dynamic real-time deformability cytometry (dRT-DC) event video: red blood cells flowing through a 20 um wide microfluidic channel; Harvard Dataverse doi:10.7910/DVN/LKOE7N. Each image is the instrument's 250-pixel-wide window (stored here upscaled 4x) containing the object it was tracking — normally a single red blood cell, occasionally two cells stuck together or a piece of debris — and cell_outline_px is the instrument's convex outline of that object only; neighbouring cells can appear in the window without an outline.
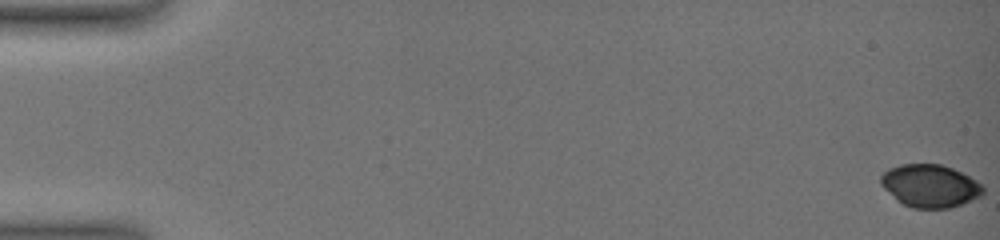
{"species": "common noctule bat (a hibernating species)", "species_latin": "Nyctalus noctula", "temperature_condition": "warm", "stored_images_in_passage": 31, "camera_frame_rate_fps": 3000, "um_per_image_px": 0.085, "animal": {"sex": "female", "body_mass_g": 19.0, "forearm_length_mm": 51.5}, "frame": {"image": 1, "passage_image": 1, "time_ms": 0.0, "image_size_px": [1000, 240], "cell_outline_px": [[984, 192], [980, 196], [960, 204], [948, 208], [912, 208], [896, 200], [880, 184], [880, 176], [888, 168], [900, 164], [940, 164], [952, 168], [984, 184]], "centroid_in_image_um": [79.04, 15.79], "position_along_channel_um": 6.0, "area_um2": 25.43}}
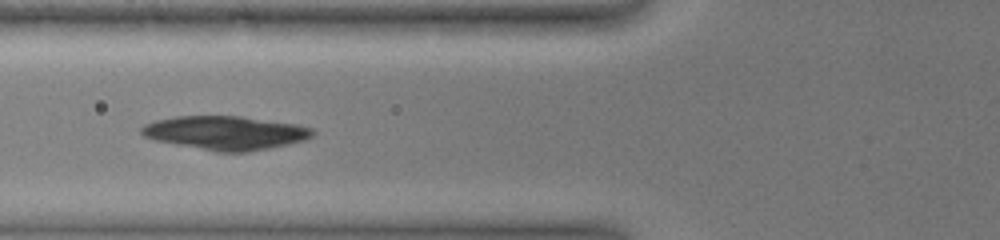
{"frame": {"image": 2, "passage_image": 24, "time_ms": 7.333, "image_size_px": [1000, 240], "cell_outline_px": [[316, 132], [312, 136], [304, 140], [288, 144], [248, 152], [216, 152], [152, 140], [144, 136], [140, 132], [140, 128], [144, 124], [156, 120], [176, 116], [240, 116], [296, 124], [312, 128]], "centroid_in_image_um": [19.13, 11.29], "position_along_channel_um": 106.7, "area_um2": 33.76}}
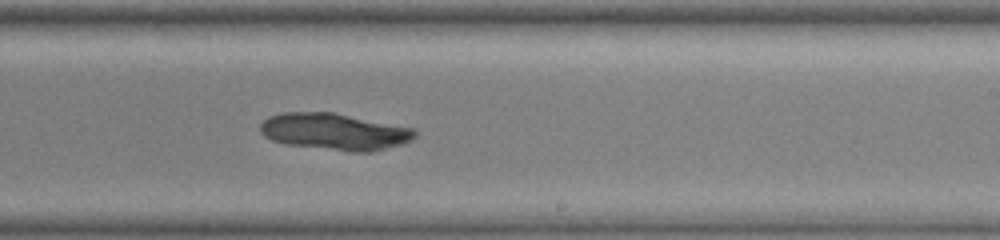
{"frame": {"image": 3, "passage_image": 31, "time_ms": 11.333, "image_size_px": [1000, 240], "cell_outline_px": [[416, 136], [412, 140], [400, 144], [372, 152], [352, 152], [284, 144], [272, 140], [264, 136], [260, 132], [260, 124], [268, 116], [280, 112], [332, 112], [416, 128]], "centroid_in_image_um": [28.43, 11.19], "position_along_channel_um": 260.6, "area_um2": 33.35}}